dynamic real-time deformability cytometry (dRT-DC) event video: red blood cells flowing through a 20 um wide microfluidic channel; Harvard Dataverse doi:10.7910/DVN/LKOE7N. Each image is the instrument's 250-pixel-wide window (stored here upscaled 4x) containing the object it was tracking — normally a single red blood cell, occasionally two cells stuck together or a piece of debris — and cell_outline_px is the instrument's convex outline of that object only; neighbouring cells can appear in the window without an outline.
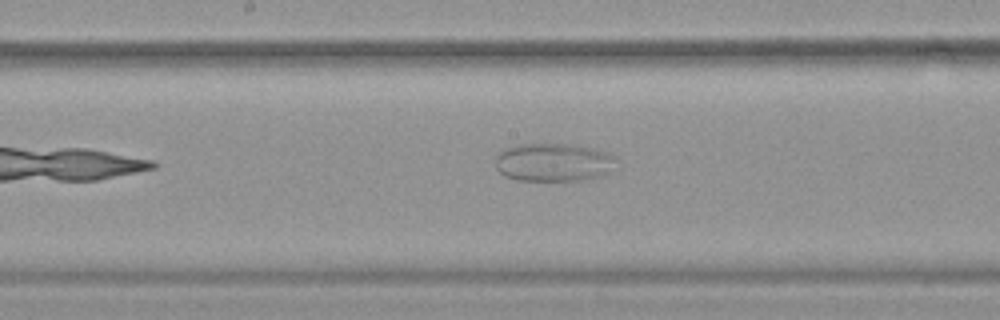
{"species": "common noctule bat (a hibernating species)", "species_latin": "Nyctalus noctula", "temperature_condition": "warm", "stored_images_in_passage": 36, "camera_frame_rate_fps": 3000, "um_per_image_px": 0.085, "animal": {"sex": "female", "body_mass_g": 19.9}, "frame": {"image": 1, "passage_image": 16, "time_ms": 5.0, "image_size_px": [1000, 320], "cell_outline_px": [[620, 160], [608, 172], [600, 176], [584, 180], [516, 180], [504, 176], [496, 168], [496, 156], [504, 148], [520, 144], [572, 144], [596, 148], [608, 152], [616, 156]], "centroid_in_image_um": [47.09, 13.78], "position_along_channel_um": 201.1, "area_um2": 27.28}}
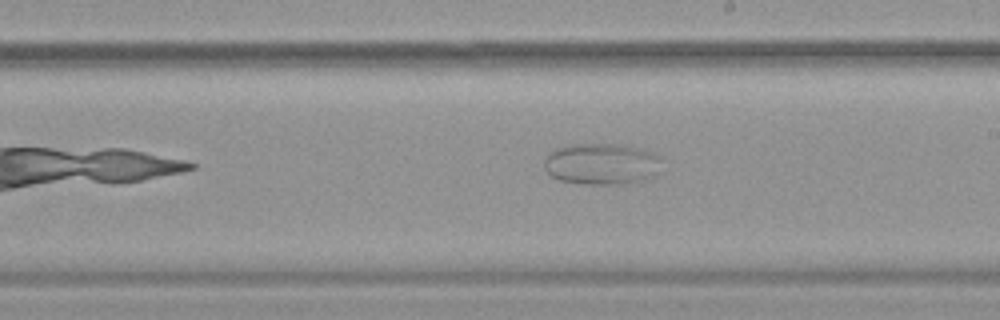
{"frame": {"image": 2, "passage_image": 19, "time_ms": 6.0, "image_size_px": [1000, 320], "cell_outline_px": [[664, 160], [660, 172], [644, 180], [624, 184], [580, 184], [560, 180], [552, 176], [544, 168], [544, 160], [556, 148], [568, 144], [624, 144], [652, 152], [660, 156]], "centroid_in_image_um": [51.2, 13.93], "position_along_channel_um": 237.8, "area_um2": 28.78}}
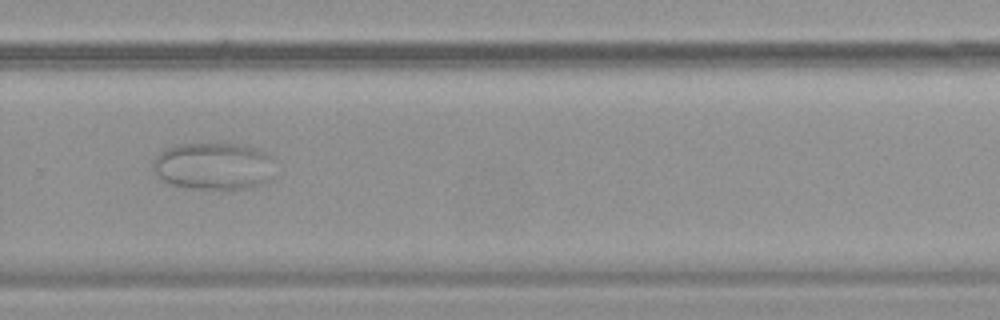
{"frame": {"image": 3, "passage_image": 25, "time_ms": 8.0, "image_size_px": [1000, 320], "cell_outline_px": [[272, 176], [268, 180], [260, 184], [248, 188], [188, 188], [168, 184], [152, 168], [152, 164], [156, 156], [164, 148], [176, 144], [236, 144], [260, 148], [272, 156]], "centroid_in_image_um": [18.15, 14.1], "position_along_channel_um": 311.7, "area_um2": 33.52}}